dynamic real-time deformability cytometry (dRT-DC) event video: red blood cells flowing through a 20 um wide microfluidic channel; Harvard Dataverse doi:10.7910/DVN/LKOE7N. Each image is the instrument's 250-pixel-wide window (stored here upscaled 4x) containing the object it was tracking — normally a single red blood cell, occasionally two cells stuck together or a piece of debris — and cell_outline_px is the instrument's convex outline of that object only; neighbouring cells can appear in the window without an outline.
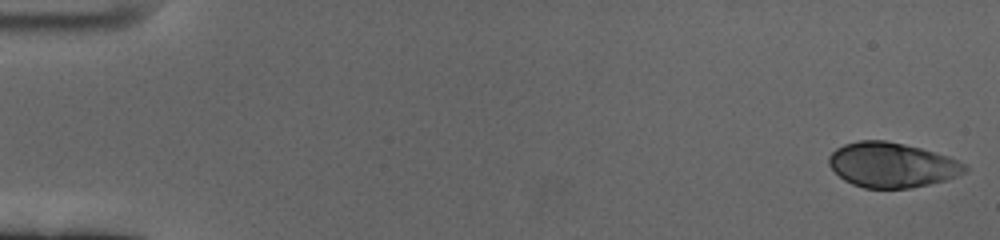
{"species": "human", "species_latin": "Homo sapiens", "temperature_condition": "cold", "stored_images_in_passage": 59, "camera_frame_rate_fps": 3000, "um_per_image_px": 0.085, "donor": {"sex": "female"}, "frame": {"image": 1, "passage_image": 1, "time_ms": 0.0, "image_size_px": [1000, 240], "cell_outline_px": [[968, 172], [944, 180], [912, 188], [864, 188], [852, 184], [844, 180], [828, 164], [828, 156], [836, 148], [844, 144], [860, 140], [884, 140], [904, 144], [920, 148], [948, 156], [964, 164], [968, 168]], "centroid_in_image_um": [75.79, 14.02], "position_along_channel_um": 9.2, "area_um2": 35.43}}
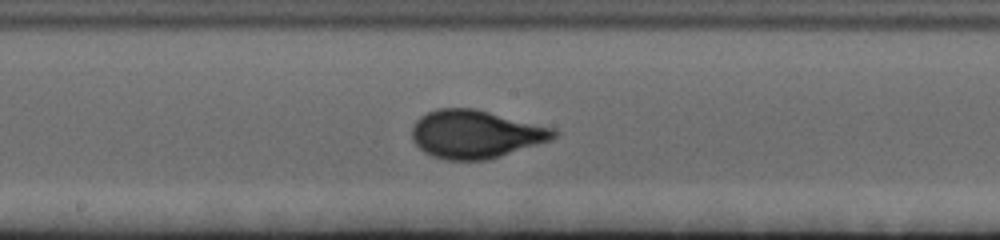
{"frame": {"image": 2, "passage_image": 32, "time_ms": 10.333, "image_size_px": [1000, 240], "cell_outline_px": [[560, 132], [552, 140], [484, 160], [444, 160], [432, 156], [424, 152], [412, 140], [412, 124], [420, 116], [436, 108], [476, 108], [556, 128]], "centroid_in_image_um": [40.42, 11.38], "position_along_channel_um": 207.8, "area_um2": 40.0}}
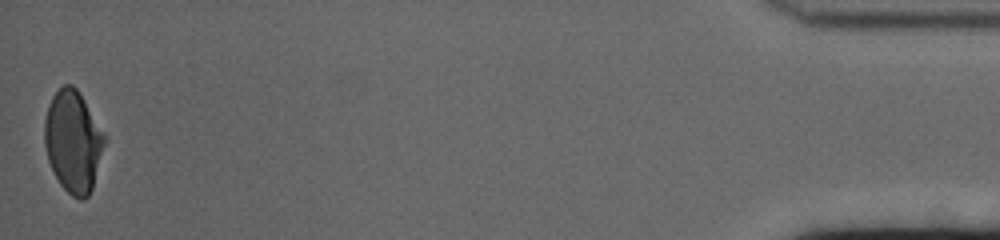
{"frame": {"image": 3, "passage_image": 59, "time_ms": 19.333, "image_size_px": [1000, 240], "cell_outline_px": [[108, 140], [92, 188], [88, 196], [84, 200], [80, 200], [72, 196], [60, 184], [48, 160], [44, 144], [44, 120], [48, 104], [52, 96], [64, 84], [72, 84], [80, 92]], "centroid_in_image_um": [6.23, 12.02], "position_along_channel_um": 429.0, "area_um2": 35.89}, "authors_computed_cell_mechanics": {"area_um2": 37.2232, "velocity_mm_per_s": 3.403, "shape_relaxation_time_tau1_ms": 4.4319, "shape_relaxation_time_tau2_ms": null, "deformation_change_tau1": 0.1753, "deformation_change_tau2": null}}